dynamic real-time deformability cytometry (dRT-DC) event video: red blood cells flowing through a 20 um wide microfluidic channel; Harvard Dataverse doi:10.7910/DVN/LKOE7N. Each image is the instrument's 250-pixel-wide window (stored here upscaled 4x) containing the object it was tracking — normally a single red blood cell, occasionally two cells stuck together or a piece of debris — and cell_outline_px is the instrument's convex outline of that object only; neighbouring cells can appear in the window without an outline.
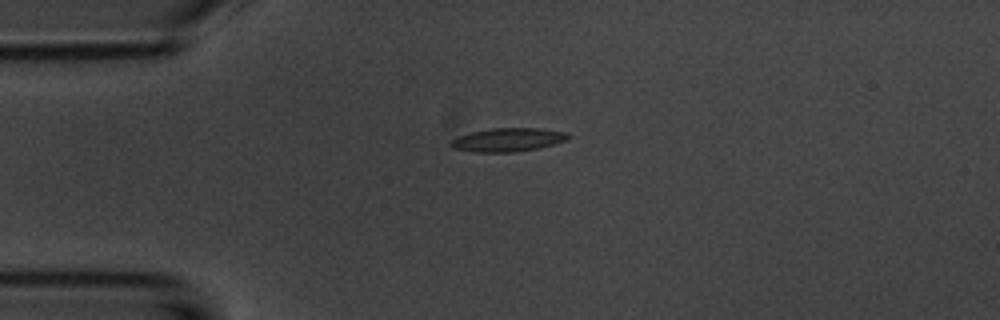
{"species": "common noctule bat (a hibernating species)", "species_latin": "Nyctalus noctula", "temperature_condition": "room temperature", "stored_images_in_passage": 7, "camera_frame_rate_fps": 3000, "um_per_image_px": 0.085, "animal": {"sex": "male", "body_mass_g": 20.1, "forearm_length_mm": 53.5}, "frame": {"image": 1, "passage_image": 1, "time_ms": 0.0, "image_size_px": [1000, 320], "cell_outline_px": [[572, 136], [568, 140], [540, 148], [512, 152], [472, 152], [452, 148], [448, 144], [452, 140], [460, 136], [472, 132], [492, 128], [540, 128], [564, 132]], "centroid_in_image_um": [43.19, 11.88], "position_along_channel_um": 41.8, "area_um2": 16.13}}
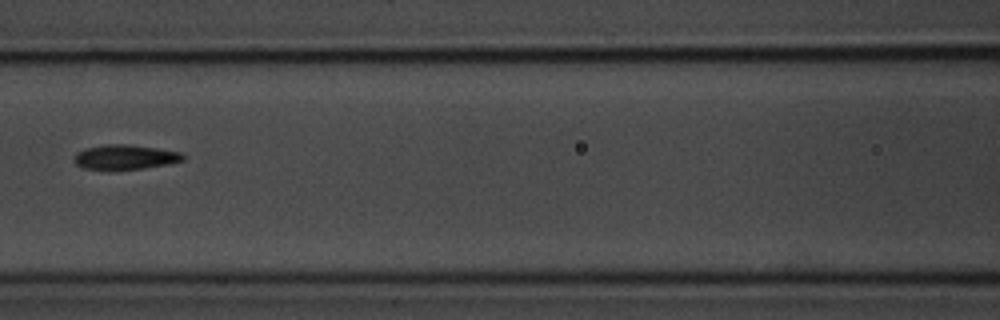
{"frame": {"image": 2, "passage_image": 4, "time_ms": 3.667, "image_size_px": [1000, 320], "cell_outline_px": [[184, 160], [168, 164], [144, 168], [84, 168], [76, 164], [72, 160], [76, 152], [84, 148], [104, 144], [128, 144], [156, 148], [180, 152], [184, 156]], "centroid_in_image_um": [10.61, 13.32], "position_along_channel_um": 156.0, "area_um2": 15.37}}
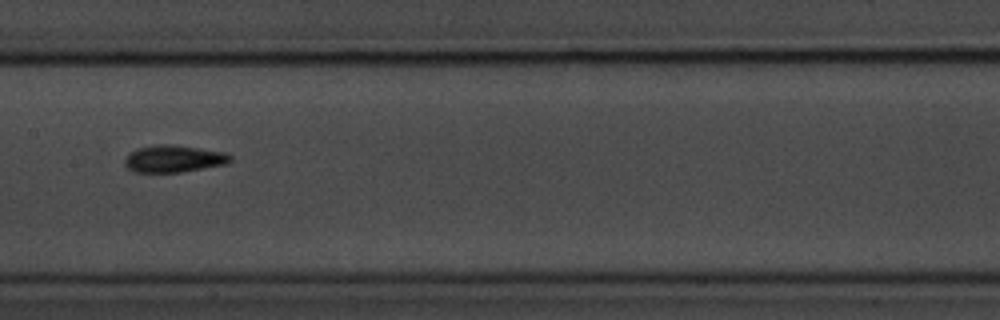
{"frame": {"image": 3, "passage_image": 5, "time_ms": 4.667, "image_size_px": [1000, 320], "cell_outline_px": [[232, 160], [228, 164], [180, 172], [132, 172], [124, 164], [124, 160], [128, 152], [136, 148], [160, 144], [172, 144], [224, 152], [232, 156]], "centroid_in_image_um": [14.74, 13.49], "position_along_channel_um": 192.7, "area_um2": 16.82}}